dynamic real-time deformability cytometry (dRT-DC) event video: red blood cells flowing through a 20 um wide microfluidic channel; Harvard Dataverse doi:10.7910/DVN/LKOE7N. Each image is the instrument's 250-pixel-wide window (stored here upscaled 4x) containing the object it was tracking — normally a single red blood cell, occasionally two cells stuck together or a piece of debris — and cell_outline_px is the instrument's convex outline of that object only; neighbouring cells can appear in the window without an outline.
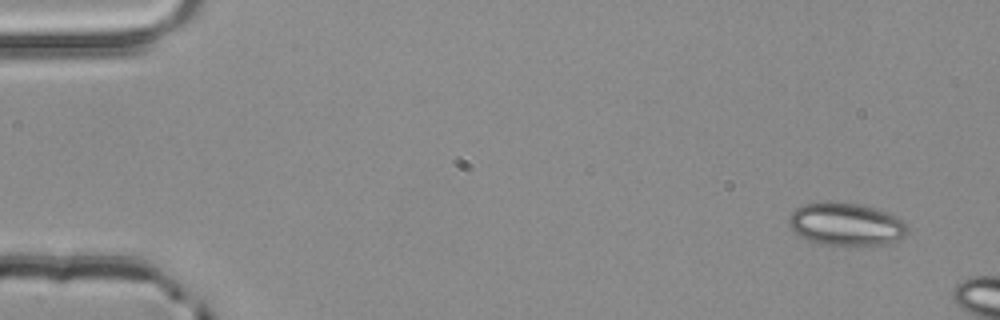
{"species": "common noctule bat (a hibernating species)", "species_latin": "Nyctalus noctula", "temperature_condition": "room temperature", "stored_images_in_passage": 2, "camera_frame_rate_fps": 3000, "um_per_image_px": 0.085, "animal": {"sex": "male", "body_mass_g": 20.4}, "frame": {"image": 1, "passage_image": 1, "time_ms": 0.0, "image_size_px": [1000, 320], "cell_outline_px": [[908, 232], [900, 240], [884, 244], [820, 244], [796, 236], [792, 232], [788, 224], [788, 220], [792, 212], [796, 208], [804, 204], [824, 200], [828, 200], [856, 204], [876, 208], [896, 216], [908, 228]], "centroid_in_image_um": [71.85, 19.04], "position_along_channel_um": 13.2, "area_um2": 29.71}}